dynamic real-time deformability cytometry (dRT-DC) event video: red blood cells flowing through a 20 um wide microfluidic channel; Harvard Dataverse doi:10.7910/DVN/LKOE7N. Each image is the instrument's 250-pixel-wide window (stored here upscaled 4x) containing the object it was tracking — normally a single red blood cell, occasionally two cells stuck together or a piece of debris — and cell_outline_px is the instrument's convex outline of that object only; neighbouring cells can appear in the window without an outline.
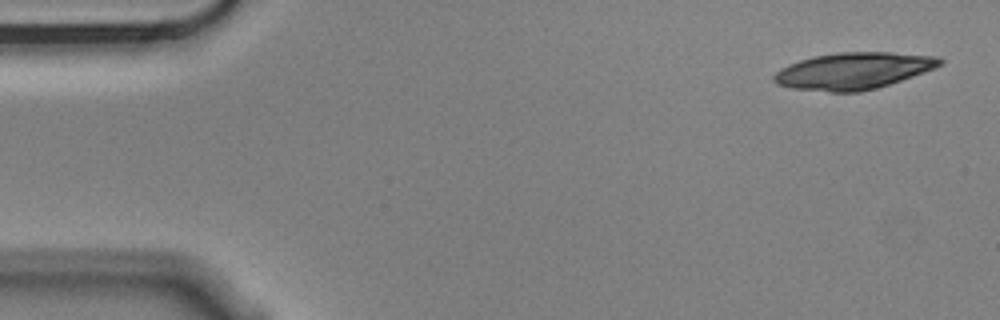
{"species": "Egyptian fruit bat (a non-hibernating species)", "species_latin": "Rousettus aegyptiacus", "temperature_condition": "cold", "stored_images_in_passage": 5, "segment_of_instrument_passage": [1, 2], "camera_frame_rate_fps": 3000, "um_per_image_px": 0.085, "animal": {"sex": "male"}, "frame": {"image": 1, "passage_image": 1, "time_ms": 0.0, "image_size_px": [1000, 320], "cell_outline_px": [[944, 64], [912, 76], [876, 88], [860, 92], [828, 92], [792, 88], [776, 84], [772, 80], [772, 76], [780, 68], [788, 64], [812, 56], [840, 52], [892, 52], [940, 56], [944, 60]], "centroid_in_image_um": [72.52, 6.01], "position_along_channel_um": 12.5, "area_um2": 35.66}}